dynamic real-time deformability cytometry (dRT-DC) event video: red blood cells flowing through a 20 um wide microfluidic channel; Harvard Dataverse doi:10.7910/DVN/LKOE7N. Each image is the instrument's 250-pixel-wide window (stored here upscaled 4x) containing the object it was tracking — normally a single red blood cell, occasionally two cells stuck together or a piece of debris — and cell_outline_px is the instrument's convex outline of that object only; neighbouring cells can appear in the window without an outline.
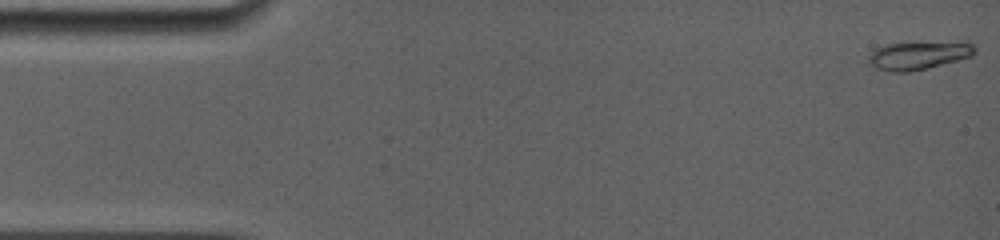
{"species": "common noctule bat (a hibernating species)", "species_latin": "Nyctalus noctula", "temperature_condition": "room temperature", "stored_images_in_passage": 5, "camera_frame_rate_fps": 5000, "um_per_image_px": 0.085, "animal": {"sex": "female", "body_mass_g": 19.0, "forearm_length_mm": 56.7}, "frame": {"image": 1, "passage_image": 1, "time_ms": 0.0, "image_size_px": [1000, 240], "cell_outline_px": [[976, 52], [972, 56], [928, 68], [908, 72], [892, 72], [872, 68], [868, 64], [868, 56], [876, 48], [884, 44], [904, 40], [968, 40], [976, 48]], "centroid_in_image_um": [78.09, 4.63], "position_along_channel_um": 6.9, "area_um2": 18.96}}